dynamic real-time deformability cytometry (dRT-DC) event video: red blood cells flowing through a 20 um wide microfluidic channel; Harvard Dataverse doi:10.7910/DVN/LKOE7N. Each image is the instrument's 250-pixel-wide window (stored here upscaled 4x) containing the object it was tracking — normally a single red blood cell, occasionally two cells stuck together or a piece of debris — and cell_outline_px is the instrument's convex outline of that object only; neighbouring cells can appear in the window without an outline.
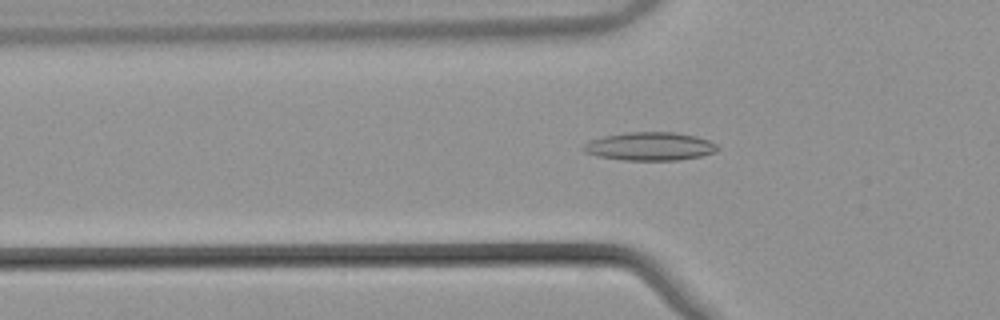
{"species": "common noctule bat (a hibernating species)", "species_latin": "Nyctalus noctula", "temperature_condition": "warm", "stored_images_in_passage": 46, "camera_frame_rate_fps": 3000, "um_per_image_px": 0.085, "animal": {"sex": "male", "body_mass_g": 21.5, "forearm_length_mm": 52.0}, "frame": {"image": 1, "passage_image": 13, "time_ms": 4.0, "image_size_px": [1000, 320], "cell_outline_px": [[704, 152], [692, 156], [612, 156], [620, 136], [684, 136], [700, 140]], "centroid_in_image_um": [55.9, 12.44], "position_along_channel_um": 69.9, "area_um2": 12.02}}
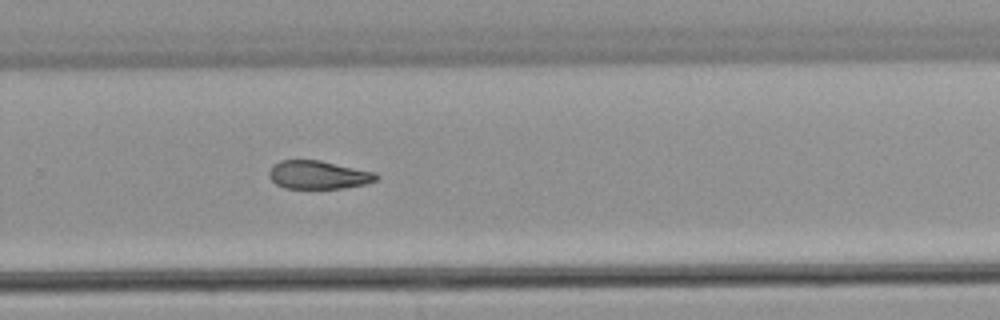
{"frame": {"image": 2, "passage_image": 31, "time_ms": 10.0, "image_size_px": [1000, 320], "cell_outline_px": [[376, 176], [372, 180], [356, 184], [332, 188], [292, 188], [280, 184], [272, 176], [280, 164], [288, 160], [312, 160], [364, 172]], "centroid_in_image_um": [26.99, 14.88], "position_along_channel_um": 302.8, "area_um2": 14.91}}
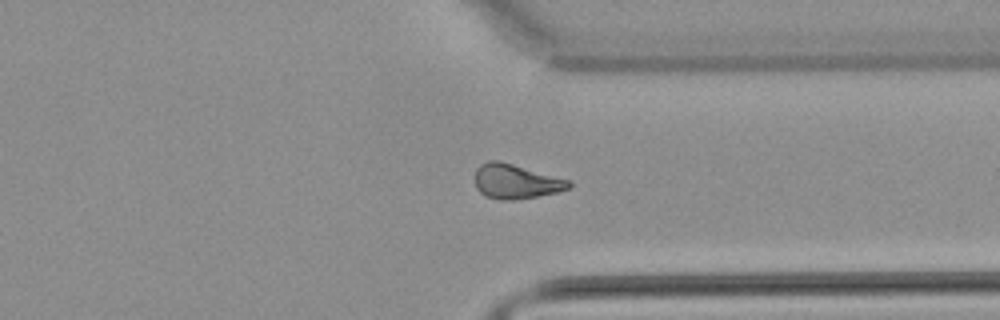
{"frame": {"image": 3, "passage_image": 36, "time_ms": 11.667, "image_size_px": [1000, 320], "cell_outline_px": [[568, 184], [564, 188], [532, 196], [492, 196], [484, 192], [476, 184], [476, 176], [488, 164], [508, 164], [560, 180]], "centroid_in_image_um": [43.79, 15.43], "position_along_channel_um": 367.6, "area_um2": 14.91}}